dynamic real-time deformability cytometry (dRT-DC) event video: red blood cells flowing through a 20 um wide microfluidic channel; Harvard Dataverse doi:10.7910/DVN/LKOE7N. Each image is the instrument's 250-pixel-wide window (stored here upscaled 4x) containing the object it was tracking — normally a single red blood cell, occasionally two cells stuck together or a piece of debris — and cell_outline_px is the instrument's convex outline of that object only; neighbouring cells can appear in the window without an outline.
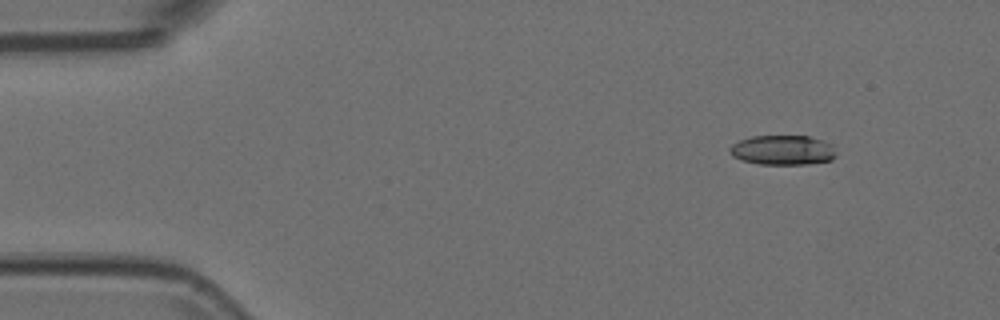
{"species": "Egyptian fruit bat (a non-hibernating species)", "species_latin": "Rousettus aegyptiacus", "temperature_condition": "room temperature", "stored_images_in_passage": 53, "camera_frame_rate_fps": 3000, "um_per_image_px": 0.085, "animal": {"sex": "female"}, "frame": {"image": 1, "passage_image": 5, "time_ms": 1.333, "image_size_px": [1000, 320], "cell_outline_px": [[836, 156], [832, 160], [808, 164], [760, 164], [744, 160], [732, 156], [728, 152], [728, 148], [732, 144], [740, 140], [752, 136], [808, 136], [824, 140], [832, 144], [836, 152]], "centroid_in_image_um": [66.55, 12.75], "position_along_channel_um": 18.5, "area_um2": 18.55}}
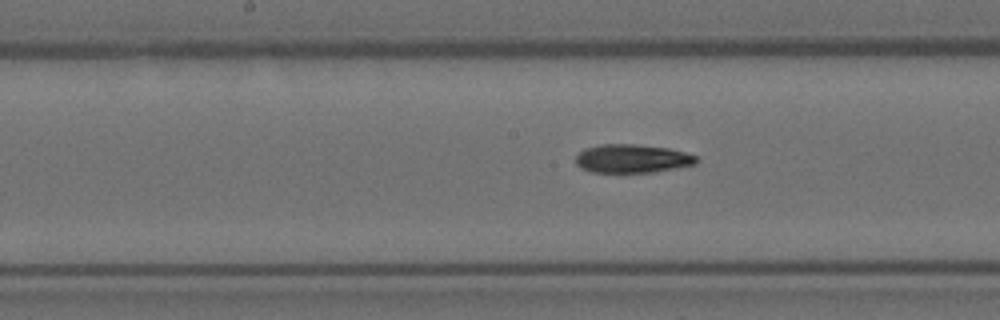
{"frame": {"image": 2, "passage_image": 26, "time_ms": 8.333, "image_size_px": [1000, 320], "cell_outline_px": [[696, 164], [676, 168], [652, 172], [592, 172], [580, 168], [576, 164], [576, 156], [580, 152], [588, 148], [604, 144], [632, 144], [668, 148], [684, 152], [696, 156]], "centroid_in_image_um": [53.73, 13.49], "position_along_channel_um": 194.5, "area_um2": 19.77}}
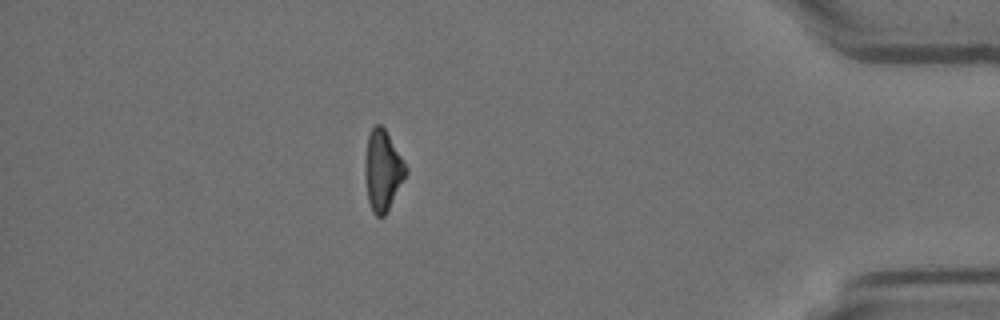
{"frame": {"image": 3, "passage_image": 46, "time_ms": 15.0, "image_size_px": [1000, 320], "cell_outline_px": [[408, 172], [384, 216], [376, 216], [372, 212], [368, 200], [364, 172], [364, 168], [368, 136], [372, 128], [376, 124], [380, 124], [384, 128], [404, 160], [408, 168]], "centroid_in_image_um": [32.53, 14.48], "position_along_channel_um": 402.7, "area_um2": 19.02}}